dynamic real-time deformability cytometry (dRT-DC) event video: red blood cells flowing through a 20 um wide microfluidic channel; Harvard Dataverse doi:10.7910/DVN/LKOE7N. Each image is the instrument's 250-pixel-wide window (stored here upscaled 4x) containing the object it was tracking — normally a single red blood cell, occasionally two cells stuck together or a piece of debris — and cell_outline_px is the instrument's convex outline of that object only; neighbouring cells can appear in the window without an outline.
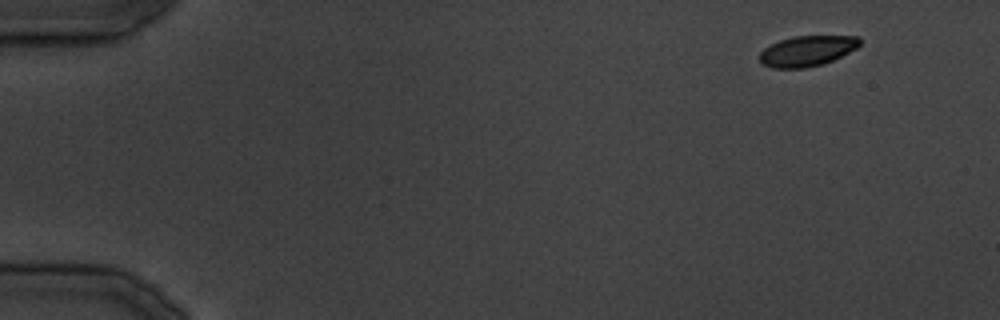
{"species": "common noctule bat (a hibernating species)", "species_latin": "Nyctalus noctula", "temperature_condition": "cold", "stored_images_in_passage": 33, "camera_frame_rate_fps": 3000, "um_per_image_px": 0.085, "animal": {"sex": "male", "body_mass_g": 19.5, "forearm_length_mm": 54.6}, "frame": {"image": 1, "passage_image": 1, "time_ms": 0.0, "image_size_px": [1000, 320], "cell_outline_px": [[860, 44], [856, 48], [824, 64], [804, 68], [772, 68], [760, 64], [760, 52], [764, 48], [780, 40], [792, 36], [860, 36]], "centroid_in_image_um": [68.57, 4.33], "position_along_channel_um": 16.4, "area_um2": 17.74}}
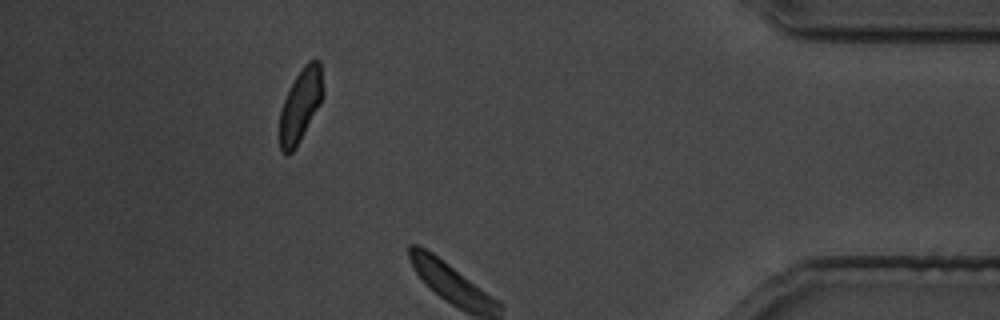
{"frame": {"image": 2, "passage_image": 30, "time_ms": 35.667, "image_size_px": [1000, 320], "cell_outline_px": [[324, 96], [320, 104], [296, 148], [288, 156], [284, 156], [280, 152], [280, 112], [284, 100], [296, 76], [304, 64], [308, 60], [320, 60], [324, 92]], "centroid_in_image_um": [25.55, 8.97], "position_along_channel_um": 409.6, "area_um2": 18.55}}